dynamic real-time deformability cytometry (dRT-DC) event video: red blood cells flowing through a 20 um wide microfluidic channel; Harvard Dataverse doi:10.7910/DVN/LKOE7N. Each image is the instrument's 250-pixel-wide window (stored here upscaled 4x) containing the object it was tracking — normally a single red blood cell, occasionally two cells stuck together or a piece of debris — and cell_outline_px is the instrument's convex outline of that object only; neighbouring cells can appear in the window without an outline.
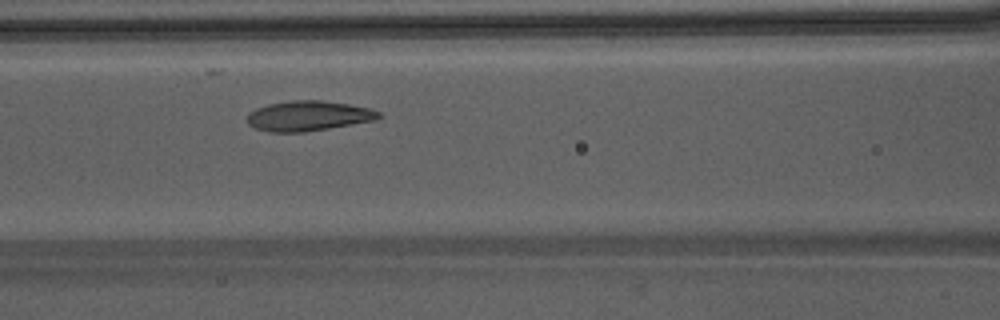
{"species": "Egyptian fruit bat (a non-hibernating species)", "species_latin": "Rousettus aegyptiacus", "temperature_condition": "warm", "stored_images_in_passage": 38, "camera_frame_rate_fps": 3000, "um_per_image_px": 0.085, "animal": {"sex": "male"}, "frame": {"image": 1, "passage_image": 12, "time_ms": 3.667, "image_size_px": [1000, 320], "cell_outline_px": [[384, 116], [376, 120], [304, 132], [272, 132], [256, 128], [248, 124], [248, 112], [256, 108], [268, 104], [292, 100], [320, 100], [348, 104], [368, 108], [380, 112]], "centroid_in_image_um": [26.22, 9.84], "position_along_channel_um": 140.4, "area_um2": 22.95}}
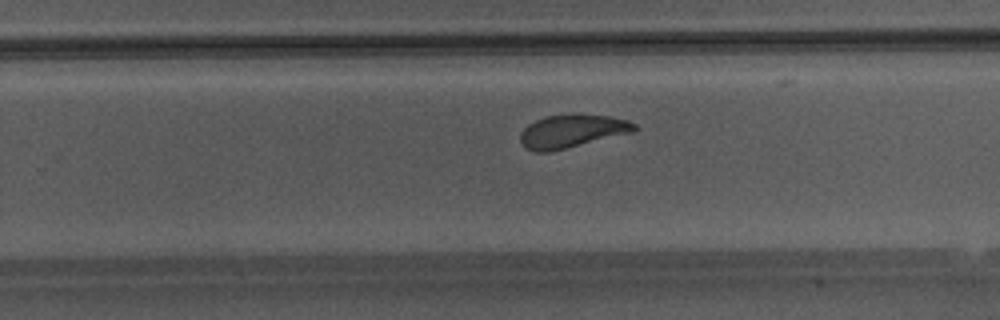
{"frame": {"image": 2, "passage_image": 22, "time_ms": 7.0, "image_size_px": [1000, 320], "cell_outline_px": [[640, 128], [636, 132], [552, 152], [536, 152], [528, 148], [520, 140], [520, 132], [528, 124], [544, 116], [608, 116], [628, 120], [636, 124]], "centroid_in_image_um": [48.67, 11.19], "position_along_channel_um": 281.1, "area_um2": 21.85}}
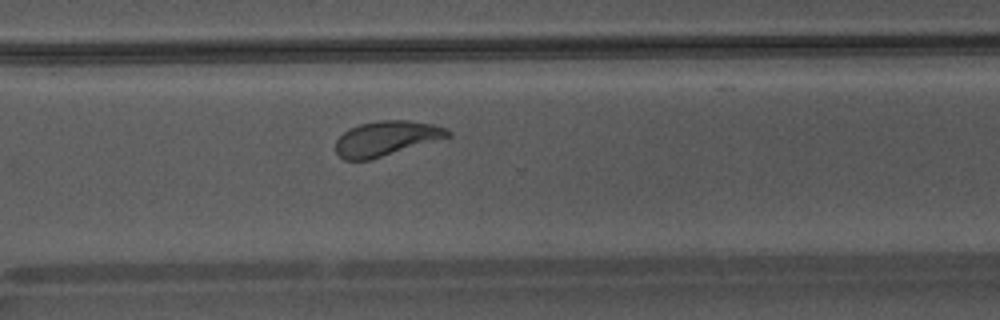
{"frame": {"image": 3, "passage_image": 26, "time_ms": 8.333, "image_size_px": [1000, 320], "cell_outline_px": [[452, 136], [368, 160], [344, 160], [336, 152], [336, 140], [348, 128], [360, 124], [380, 120], [408, 120], [432, 124], [444, 128], [452, 132]], "centroid_in_image_um": [32.82, 11.76], "position_along_channel_um": 337.8, "area_um2": 22.54}, "authors_computed_cell_mechanics": {"area_um2": 22.5709, "velocity_mm_per_s": 4.2399, "shape_relaxation_time_tau1_ms": 4.0918, "shape_relaxation_time_tau2_ms": 2.032, "deformation_change_tau1": 0.1642, "deformation_change_tau2": 0.065}}